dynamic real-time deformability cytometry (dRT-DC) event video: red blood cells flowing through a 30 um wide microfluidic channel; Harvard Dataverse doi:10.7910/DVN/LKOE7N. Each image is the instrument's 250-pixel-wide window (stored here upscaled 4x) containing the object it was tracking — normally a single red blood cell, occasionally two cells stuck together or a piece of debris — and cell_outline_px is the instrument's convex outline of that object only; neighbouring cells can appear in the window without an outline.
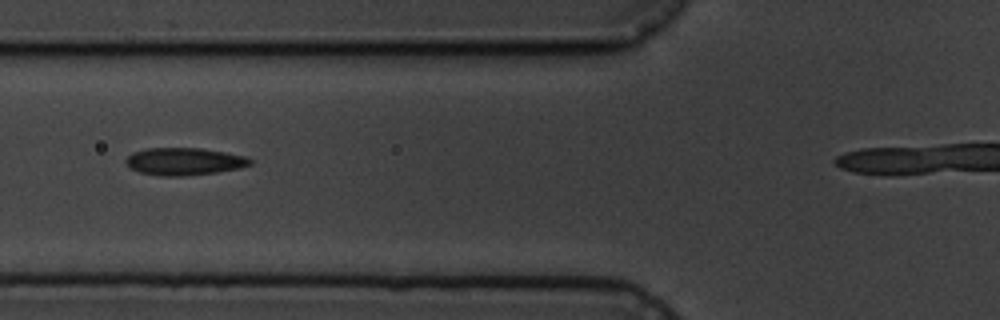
{"species": "common noctule bat (a hibernating species)", "species_latin": "Nyctalus noctula", "temperature_condition": "cold", "stored_images_in_passage": 12, "camera_frame_rate_fps": 3000, "um_per_image_px": 0.085, "animal": {"sex": "male", "body_mass_g": 19.5, "forearm_length_mm": 54.6}, "frame": {"image": 1, "passage_image": 4, "time_ms": 4.333, "image_size_px": [1000, 320], "cell_outline_px": [[252, 164], [240, 168], [216, 172], [184, 176], [160, 176], [140, 172], [128, 168], [124, 160], [132, 152], [148, 148], [200, 148], [224, 152], [244, 156], [252, 160]], "centroid_in_image_um": [15.62, 13.72], "position_along_channel_um": 110.2, "area_um2": 19.88}}
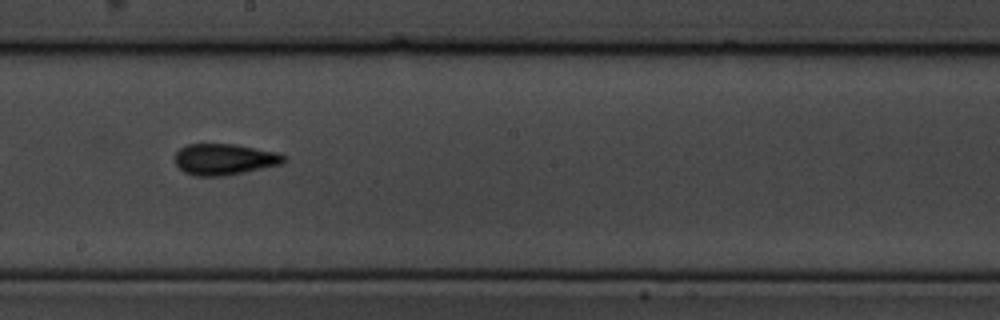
{"frame": {"image": 2, "passage_image": 7, "time_ms": 7.667, "image_size_px": [1000, 320], "cell_outline_px": [[288, 160], [280, 164], [244, 172], [224, 176], [196, 176], [184, 172], [176, 164], [172, 156], [180, 148], [188, 144], [236, 144], [276, 152], [288, 156]], "centroid_in_image_um": [19.06, 13.53], "position_along_channel_um": 229.1, "area_um2": 19.94}}
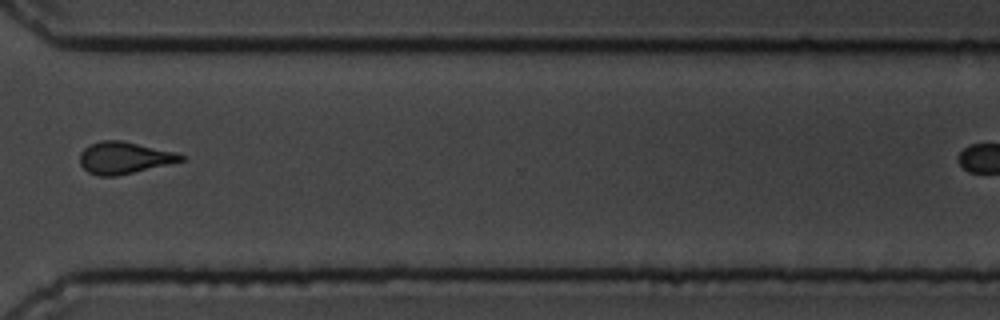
{"frame": {"image": 3, "passage_image": 10, "time_ms": 11.333, "image_size_px": [1000, 320], "cell_outline_px": [[188, 156], [184, 160], [116, 176], [100, 176], [88, 172], [80, 164], [80, 152], [88, 144], [100, 140], [120, 140], [176, 152]], "centroid_in_image_um": [10.54, 13.4], "position_along_channel_um": 360.1, "area_um2": 18.73}, "authors_computed_cell_mechanics": {"area_um2": 19.9121, "velocity_mm_per_s": 3.5805, "shape_relaxation_time_tau1_ms": null, "shape_relaxation_time_tau2_ms": 3.5523, "deformation_change_tau1": null, "deformation_change_tau2": 0.1314}}